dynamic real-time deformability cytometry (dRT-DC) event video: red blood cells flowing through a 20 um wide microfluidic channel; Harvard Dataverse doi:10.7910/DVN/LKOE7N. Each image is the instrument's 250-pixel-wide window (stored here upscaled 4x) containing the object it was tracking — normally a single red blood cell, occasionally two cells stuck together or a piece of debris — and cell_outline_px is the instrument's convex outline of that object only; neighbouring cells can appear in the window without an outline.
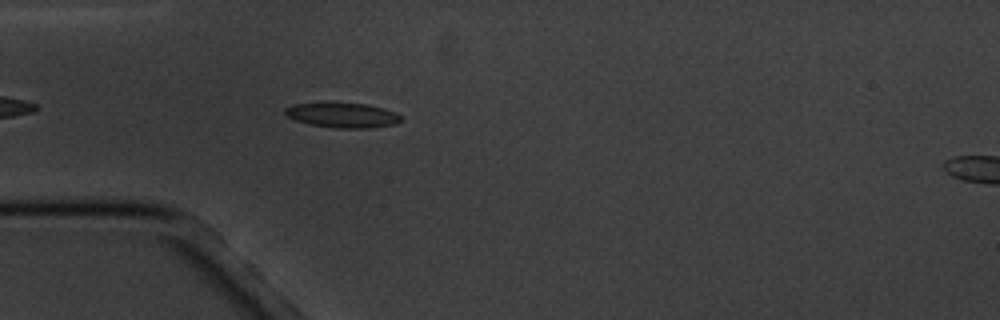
{"species": "common noctule bat (a hibernating species)", "species_latin": "Nyctalus noctula", "temperature_condition": "cold", "stored_images_in_passage": 6, "segment_of_instrument_passage": [1, 2], "camera_frame_rate_fps": 3000, "um_per_image_px": 0.085, "animal": {"sex": "male", "body_mass_g": 20.1, "forearm_length_mm": 53.5}, "frame": {"image": 1, "passage_image": 5, "time_ms": 4.667, "image_size_px": [1000, 320], "cell_outline_px": [[404, 120], [396, 124], [368, 128], [336, 128], [308, 124], [296, 120], [288, 116], [284, 112], [284, 108], [292, 104], [324, 100], [328, 100], [364, 104], [384, 108], [396, 112]], "centroid_in_image_um": [29.07, 9.74], "position_along_channel_um": 55.9, "area_um2": 17.63}}